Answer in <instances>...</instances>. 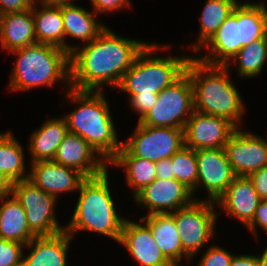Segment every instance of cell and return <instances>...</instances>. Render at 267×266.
<instances>
[{
    "mask_svg": "<svg viewBox=\"0 0 267 266\" xmlns=\"http://www.w3.org/2000/svg\"><path fill=\"white\" fill-rule=\"evenodd\" d=\"M12 184L13 182L0 171V200L11 195Z\"/></svg>",
    "mask_w": 267,
    "mask_h": 266,
    "instance_id": "42",
    "label": "cell"
},
{
    "mask_svg": "<svg viewBox=\"0 0 267 266\" xmlns=\"http://www.w3.org/2000/svg\"><path fill=\"white\" fill-rule=\"evenodd\" d=\"M156 178L161 180L174 178L171 158L156 162Z\"/></svg>",
    "mask_w": 267,
    "mask_h": 266,
    "instance_id": "40",
    "label": "cell"
},
{
    "mask_svg": "<svg viewBox=\"0 0 267 266\" xmlns=\"http://www.w3.org/2000/svg\"><path fill=\"white\" fill-rule=\"evenodd\" d=\"M203 46L209 47L210 52L204 57L196 58L197 60L208 65L229 66V61L243 47L242 21H238V6Z\"/></svg>",
    "mask_w": 267,
    "mask_h": 266,
    "instance_id": "16",
    "label": "cell"
},
{
    "mask_svg": "<svg viewBox=\"0 0 267 266\" xmlns=\"http://www.w3.org/2000/svg\"><path fill=\"white\" fill-rule=\"evenodd\" d=\"M183 146L184 129L152 127L138 122L133 135L122 147L133 157L159 162L171 158Z\"/></svg>",
    "mask_w": 267,
    "mask_h": 266,
    "instance_id": "10",
    "label": "cell"
},
{
    "mask_svg": "<svg viewBox=\"0 0 267 266\" xmlns=\"http://www.w3.org/2000/svg\"><path fill=\"white\" fill-rule=\"evenodd\" d=\"M92 6L94 7L93 11L98 13L104 12H114L118 11L123 7H130L129 0H91Z\"/></svg>",
    "mask_w": 267,
    "mask_h": 266,
    "instance_id": "36",
    "label": "cell"
},
{
    "mask_svg": "<svg viewBox=\"0 0 267 266\" xmlns=\"http://www.w3.org/2000/svg\"><path fill=\"white\" fill-rule=\"evenodd\" d=\"M125 168L126 181L133 188V198L156 179V163L131 156L123 147L109 162Z\"/></svg>",
    "mask_w": 267,
    "mask_h": 266,
    "instance_id": "27",
    "label": "cell"
},
{
    "mask_svg": "<svg viewBox=\"0 0 267 266\" xmlns=\"http://www.w3.org/2000/svg\"><path fill=\"white\" fill-rule=\"evenodd\" d=\"M147 44L118 36L106 27L90 43L70 53L71 89L101 92L103 83L118 87Z\"/></svg>",
    "mask_w": 267,
    "mask_h": 266,
    "instance_id": "1",
    "label": "cell"
},
{
    "mask_svg": "<svg viewBox=\"0 0 267 266\" xmlns=\"http://www.w3.org/2000/svg\"><path fill=\"white\" fill-rule=\"evenodd\" d=\"M17 56L9 89L25 91L32 88L52 87L60 80L70 86V54L53 45L35 43L11 51Z\"/></svg>",
    "mask_w": 267,
    "mask_h": 266,
    "instance_id": "5",
    "label": "cell"
},
{
    "mask_svg": "<svg viewBox=\"0 0 267 266\" xmlns=\"http://www.w3.org/2000/svg\"><path fill=\"white\" fill-rule=\"evenodd\" d=\"M260 200L252 180L248 176H236L215 203L247 226L254 218Z\"/></svg>",
    "mask_w": 267,
    "mask_h": 266,
    "instance_id": "19",
    "label": "cell"
},
{
    "mask_svg": "<svg viewBox=\"0 0 267 266\" xmlns=\"http://www.w3.org/2000/svg\"><path fill=\"white\" fill-rule=\"evenodd\" d=\"M233 1L235 2L236 6H258V7L267 8L265 3H262V2L261 3L260 2L259 3H256V2H253V3L252 2L251 3L248 2V3H246L245 2V3L242 4L241 2H238L237 0H233Z\"/></svg>",
    "mask_w": 267,
    "mask_h": 266,
    "instance_id": "44",
    "label": "cell"
},
{
    "mask_svg": "<svg viewBox=\"0 0 267 266\" xmlns=\"http://www.w3.org/2000/svg\"><path fill=\"white\" fill-rule=\"evenodd\" d=\"M238 21H242L243 47L267 35V8L238 6Z\"/></svg>",
    "mask_w": 267,
    "mask_h": 266,
    "instance_id": "31",
    "label": "cell"
},
{
    "mask_svg": "<svg viewBox=\"0 0 267 266\" xmlns=\"http://www.w3.org/2000/svg\"><path fill=\"white\" fill-rule=\"evenodd\" d=\"M192 196V191L175 178L165 180L156 178L142 189L134 200L149 209L148 215H153L171 213L188 206L195 200L191 198Z\"/></svg>",
    "mask_w": 267,
    "mask_h": 266,
    "instance_id": "14",
    "label": "cell"
},
{
    "mask_svg": "<svg viewBox=\"0 0 267 266\" xmlns=\"http://www.w3.org/2000/svg\"><path fill=\"white\" fill-rule=\"evenodd\" d=\"M81 136L68 132L58 146L54 162L80 172L85 178L95 177L107 170V163Z\"/></svg>",
    "mask_w": 267,
    "mask_h": 266,
    "instance_id": "15",
    "label": "cell"
},
{
    "mask_svg": "<svg viewBox=\"0 0 267 266\" xmlns=\"http://www.w3.org/2000/svg\"><path fill=\"white\" fill-rule=\"evenodd\" d=\"M232 60L238 61L241 78L257 76L267 61V35L242 47Z\"/></svg>",
    "mask_w": 267,
    "mask_h": 266,
    "instance_id": "30",
    "label": "cell"
},
{
    "mask_svg": "<svg viewBox=\"0 0 267 266\" xmlns=\"http://www.w3.org/2000/svg\"><path fill=\"white\" fill-rule=\"evenodd\" d=\"M193 111V86L189 74L185 72L158 94L155 105L138 122L152 127L184 129Z\"/></svg>",
    "mask_w": 267,
    "mask_h": 266,
    "instance_id": "7",
    "label": "cell"
},
{
    "mask_svg": "<svg viewBox=\"0 0 267 266\" xmlns=\"http://www.w3.org/2000/svg\"><path fill=\"white\" fill-rule=\"evenodd\" d=\"M140 221H146L164 257L173 266H179L183 259V247L172 214L147 215L141 217Z\"/></svg>",
    "mask_w": 267,
    "mask_h": 266,
    "instance_id": "23",
    "label": "cell"
},
{
    "mask_svg": "<svg viewBox=\"0 0 267 266\" xmlns=\"http://www.w3.org/2000/svg\"><path fill=\"white\" fill-rule=\"evenodd\" d=\"M258 225L267 232V200H260L254 218L246 227L257 237L256 227Z\"/></svg>",
    "mask_w": 267,
    "mask_h": 266,
    "instance_id": "38",
    "label": "cell"
},
{
    "mask_svg": "<svg viewBox=\"0 0 267 266\" xmlns=\"http://www.w3.org/2000/svg\"><path fill=\"white\" fill-rule=\"evenodd\" d=\"M215 202L195 199L190 205L171 212L186 260L196 255L215 236L217 212Z\"/></svg>",
    "mask_w": 267,
    "mask_h": 266,
    "instance_id": "8",
    "label": "cell"
},
{
    "mask_svg": "<svg viewBox=\"0 0 267 266\" xmlns=\"http://www.w3.org/2000/svg\"><path fill=\"white\" fill-rule=\"evenodd\" d=\"M24 161L23 148L18 140L11 132L0 133V171L11 182L28 179Z\"/></svg>",
    "mask_w": 267,
    "mask_h": 266,
    "instance_id": "29",
    "label": "cell"
},
{
    "mask_svg": "<svg viewBox=\"0 0 267 266\" xmlns=\"http://www.w3.org/2000/svg\"><path fill=\"white\" fill-rule=\"evenodd\" d=\"M38 129L34 130L29 141L28 147L32 155L31 163L53 160L58 146L69 132L64 117L48 119Z\"/></svg>",
    "mask_w": 267,
    "mask_h": 266,
    "instance_id": "24",
    "label": "cell"
},
{
    "mask_svg": "<svg viewBox=\"0 0 267 266\" xmlns=\"http://www.w3.org/2000/svg\"><path fill=\"white\" fill-rule=\"evenodd\" d=\"M11 195L23 207L30 231L36 236H53L65 231L54 213L57 198L37 187L29 179L13 182Z\"/></svg>",
    "mask_w": 267,
    "mask_h": 266,
    "instance_id": "9",
    "label": "cell"
},
{
    "mask_svg": "<svg viewBox=\"0 0 267 266\" xmlns=\"http://www.w3.org/2000/svg\"><path fill=\"white\" fill-rule=\"evenodd\" d=\"M197 189L203 185L209 200L216 202L236 178L224 148L196 150Z\"/></svg>",
    "mask_w": 267,
    "mask_h": 266,
    "instance_id": "12",
    "label": "cell"
},
{
    "mask_svg": "<svg viewBox=\"0 0 267 266\" xmlns=\"http://www.w3.org/2000/svg\"><path fill=\"white\" fill-rule=\"evenodd\" d=\"M236 129L222 117L194 110L184 127L185 146L194 150L224 148Z\"/></svg>",
    "mask_w": 267,
    "mask_h": 266,
    "instance_id": "13",
    "label": "cell"
},
{
    "mask_svg": "<svg viewBox=\"0 0 267 266\" xmlns=\"http://www.w3.org/2000/svg\"><path fill=\"white\" fill-rule=\"evenodd\" d=\"M157 97L158 95H132L129 98L131 107L140 114L138 121L155 105Z\"/></svg>",
    "mask_w": 267,
    "mask_h": 266,
    "instance_id": "35",
    "label": "cell"
},
{
    "mask_svg": "<svg viewBox=\"0 0 267 266\" xmlns=\"http://www.w3.org/2000/svg\"><path fill=\"white\" fill-rule=\"evenodd\" d=\"M35 0H0V15L21 12L32 8Z\"/></svg>",
    "mask_w": 267,
    "mask_h": 266,
    "instance_id": "39",
    "label": "cell"
},
{
    "mask_svg": "<svg viewBox=\"0 0 267 266\" xmlns=\"http://www.w3.org/2000/svg\"><path fill=\"white\" fill-rule=\"evenodd\" d=\"M66 92L68 100L79 103L75 110L64 117L68 131L81 136L109 163L121 149L122 143L117 138L104 92L78 91L71 88Z\"/></svg>",
    "mask_w": 267,
    "mask_h": 266,
    "instance_id": "3",
    "label": "cell"
},
{
    "mask_svg": "<svg viewBox=\"0 0 267 266\" xmlns=\"http://www.w3.org/2000/svg\"><path fill=\"white\" fill-rule=\"evenodd\" d=\"M236 176H249L267 165V140L237 128L224 146Z\"/></svg>",
    "mask_w": 267,
    "mask_h": 266,
    "instance_id": "11",
    "label": "cell"
},
{
    "mask_svg": "<svg viewBox=\"0 0 267 266\" xmlns=\"http://www.w3.org/2000/svg\"><path fill=\"white\" fill-rule=\"evenodd\" d=\"M25 244L0 238V266H22Z\"/></svg>",
    "mask_w": 267,
    "mask_h": 266,
    "instance_id": "33",
    "label": "cell"
},
{
    "mask_svg": "<svg viewBox=\"0 0 267 266\" xmlns=\"http://www.w3.org/2000/svg\"><path fill=\"white\" fill-rule=\"evenodd\" d=\"M120 244L141 266H173L162 254L150 227L131 220H124Z\"/></svg>",
    "mask_w": 267,
    "mask_h": 266,
    "instance_id": "17",
    "label": "cell"
},
{
    "mask_svg": "<svg viewBox=\"0 0 267 266\" xmlns=\"http://www.w3.org/2000/svg\"><path fill=\"white\" fill-rule=\"evenodd\" d=\"M230 266H258V255H234Z\"/></svg>",
    "mask_w": 267,
    "mask_h": 266,
    "instance_id": "41",
    "label": "cell"
},
{
    "mask_svg": "<svg viewBox=\"0 0 267 266\" xmlns=\"http://www.w3.org/2000/svg\"><path fill=\"white\" fill-rule=\"evenodd\" d=\"M36 2H41L43 5L47 6H62L72 4L73 0H35Z\"/></svg>",
    "mask_w": 267,
    "mask_h": 266,
    "instance_id": "43",
    "label": "cell"
},
{
    "mask_svg": "<svg viewBox=\"0 0 267 266\" xmlns=\"http://www.w3.org/2000/svg\"><path fill=\"white\" fill-rule=\"evenodd\" d=\"M0 42L9 52L37 43L32 8L0 15Z\"/></svg>",
    "mask_w": 267,
    "mask_h": 266,
    "instance_id": "21",
    "label": "cell"
},
{
    "mask_svg": "<svg viewBox=\"0 0 267 266\" xmlns=\"http://www.w3.org/2000/svg\"><path fill=\"white\" fill-rule=\"evenodd\" d=\"M65 36L80 39L85 44L94 40L107 26L99 24L95 12L75 4L62 5Z\"/></svg>",
    "mask_w": 267,
    "mask_h": 266,
    "instance_id": "26",
    "label": "cell"
},
{
    "mask_svg": "<svg viewBox=\"0 0 267 266\" xmlns=\"http://www.w3.org/2000/svg\"><path fill=\"white\" fill-rule=\"evenodd\" d=\"M236 4L233 0H207L200 17L198 43L193 46L200 53L203 45L214 35L224 21L233 13Z\"/></svg>",
    "mask_w": 267,
    "mask_h": 266,
    "instance_id": "28",
    "label": "cell"
},
{
    "mask_svg": "<svg viewBox=\"0 0 267 266\" xmlns=\"http://www.w3.org/2000/svg\"><path fill=\"white\" fill-rule=\"evenodd\" d=\"M71 238L67 231L53 236L35 237L25 245L31 251L26 257L23 255L22 266H66Z\"/></svg>",
    "mask_w": 267,
    "mask_h": 266,
    "instance_id": "20",
    "label": "cell"
},
{
    "mask_svg": "<svg viewBox=\"0 0 267 266\" xmlns=\"http://www.w3.org/2000/svg\"><path fill=\"white\" fill-rule=\"evenodd\" d=\"M229 67L208 65L192 57L186 72L193 86L194 110L222 117L240 128L245 107L237 88L229 79Z\"/></svg>",
    "mask_w": 267,
    "mask_h": 266,
    "instance_id": "2",
    "label": "cell"
},
{
    "mask_svg": "<svg viewBox=\"0 0 267 266\" xmlns=\"http://www.w3.org/2000/svg\"><path fill=\"white\" fill-rule=\"evenodd\" d=\"M36 3L34 1L32 5V13L37 43L53 45L64 49L70 54L76 46H70L66 43L62 6L42 4V9H37Z\"/></svg>",
    "mask_w": 267,
    "mask_h": 266,
    "instance_id": "22",
    "label": "cell"
},
{
    "mask_svg": "<svg viewBox=\"0 0 267 266\" xmlns=\"http://www.w3.org/2000/svg\"><path fill=\"white\" fill-rule=\"evenodd\" d=\"M261 200H267V165L248 176Z\"/></svg>",
    "mask_w": 267,
    "mask_h": 266,
    "instance_id": "37",
    "label": "cell"
},
{
    "mask_svg": "<svg viewBox=\"0 0 267 266\" xmlns=\"http://www.w3.org/2000/svg\"><path fill=\"white\" fill-rule=\"evenodd\" d=\"M11 196L0 200V238L27 245L36 236L28 227L23 207Z\"/></svg>",
    "mask_w": 267,
    "mask_h": 266,
    "instance_id": "25",
    "label": "cell"
},
{
    "mask_svg": "<svg viewBox=\"0 0 267 266\" xmlns=\"http://www.w3.org/2000/svg\"><path fill=\"white\" fill-rule=\"evenodd\" d=\"M29 180L44 192L57 198L59 193L77 191L85 177L75 169L53 160L31 163Z\"/></svg>",
    "mask_w": 267,
    "mask_h": 266,
    "instance_id": "18",
    "label": "cell"
},
{
    "mask_svg": "<svg viewBox=\"0 0 267 266\" xmlns=\"http://www.w3.org/2000/svg\"><path fill=\"white\" fill-rule=\"evenodd\" d=\"M258 266H267V247L265 248L263 254L258 256Z\"/></svg>",
    "mask_w": 267,
    "mask_h": 266,
    "instance_id": "45",
    "label": "cell"
},
{
    "mask_svg": "<svg viewBox=\"0 0 267 266\" xmlns=\"http://www.w3.org/2000/svg\"><path fill=\"white\" fill-rule=\"evenodd\" d=\"M80 195L67 231L72 237L76 231H94L109 236L119 243L124 218L118 216L109 189L108 170L85 178L78 189Z\"/></svg>",
    "mask_w": 267,
    "mask_h": 266,
    "instance_id": "4",
    "label": "cell"
},
{
    "mask_svg": "<svg viewBox=\"0 0 267 266\" xmlns=\"http://www.w3.org/2000/svg\"><path fill=\"white\" fill-rule=\"evenodd\" d=\"M234 255L217 246H211L201 257L198 266H230Z\"/></svg>",
    "mask_w": 267,
    "mask_h": 266,
    "instance_id": "34",
    "label": "cell"
},
{
    "mask_svg": "<svg viewBox=\"0 0 267 266\" xmlns=\"http://www.w3.org/2000/svg\"><path fill=\"white\" fill-rule=\"evenodd\" d=\"M171 161L174 178L183 183L194 194L198 179L196 150L183 146L171 157Z\"/></svg>",
    "mask_w": 267,
    "mask_h": 266,
    "instance_id": "32",
    "label": "cell"
},
{
    "mask_svg": "<svg viewBox=\"0 0 267 266\" xmlns=\"http://www.w3.org/2000/svg\"><path fill=\"white\" fill-rule=\"evenodd\" d=\"M160 45L148 43L124 73L118 89L132 95H158L185 72L190 56H152Z\"/></svg>",
    "mask_w": 267,
    "mask_h": 266,
    "instance_id": "6",
    "label": "cell"
}]
</instances>
